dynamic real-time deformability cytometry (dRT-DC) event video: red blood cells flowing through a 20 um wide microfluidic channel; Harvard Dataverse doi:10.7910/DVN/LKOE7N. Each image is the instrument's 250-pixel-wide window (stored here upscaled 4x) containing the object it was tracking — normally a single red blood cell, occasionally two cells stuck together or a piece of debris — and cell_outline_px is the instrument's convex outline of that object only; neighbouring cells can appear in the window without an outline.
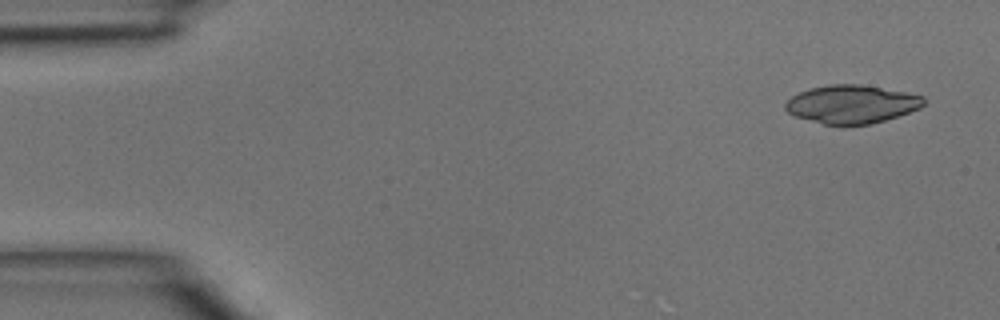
{"species": "common noctule bat (a hibernating species)", "species_latin": "Nyctalus noctula", "temperature_condition": "room temperature", "stored_images_in_passage": 4, "camera_frame_rate_fps": 3000, "um_per_image_px": 0.085, "animal": {"sex": "male", "body_mass_g": 15.6}, "frame": {"image": 1, "passage_image": 1, "time_ms": 0.0, "image_size_px": [1000, 320], "cell_outline_px": [[924, 104], [920, 108], [872, 124], [824, 124], [796, 116], [788, 112], [784, 108], [784, 104], [792, 96], [800, 92], [812, 88], [828, 84], [860, 84], [904, 92], [924, 96]], "centroid_in_image_um": [72.38, 8.85], "position_along_channel_um": 12.6, "area_um2": 30.4}}